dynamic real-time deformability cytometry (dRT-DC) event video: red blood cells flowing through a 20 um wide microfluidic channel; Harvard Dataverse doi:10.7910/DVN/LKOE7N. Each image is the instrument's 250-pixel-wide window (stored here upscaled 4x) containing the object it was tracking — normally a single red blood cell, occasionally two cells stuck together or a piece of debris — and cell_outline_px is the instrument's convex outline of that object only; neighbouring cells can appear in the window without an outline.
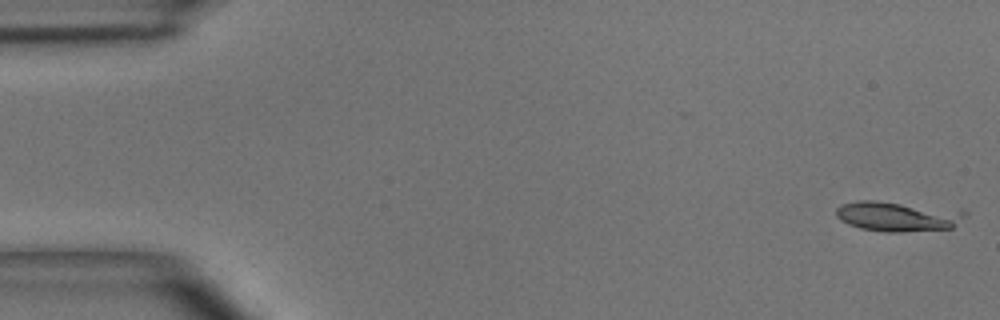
{"species": "common noctule bat (a hibernating species)", "species_latin": "Nyctalus noctula", "temperature_condition": "room temperature", "stored_images_in_passage": 5, "camera_frame_rate_fps": 3000, "um_per_image_px": 0.085, "animal": {"sex": "male", "body_mass_g": 15.6}, "frame": {"image": 1, "passage_image": 1, "time_ms": 0.0, "image_size_px": [1000, 320], "cell_outline_px": [[968, 212], [952, 228], [900, 232], [884, 232], [860, 228], [848, 224], [840, 220], [836, 216], [836, 208], [840, 204], [856, 200], [876, 200], [964, 208]], "centroid_in_image_um": [76.35, 18.35], "position_along_channel_um": 8.7, "area_um2": 23.29}}